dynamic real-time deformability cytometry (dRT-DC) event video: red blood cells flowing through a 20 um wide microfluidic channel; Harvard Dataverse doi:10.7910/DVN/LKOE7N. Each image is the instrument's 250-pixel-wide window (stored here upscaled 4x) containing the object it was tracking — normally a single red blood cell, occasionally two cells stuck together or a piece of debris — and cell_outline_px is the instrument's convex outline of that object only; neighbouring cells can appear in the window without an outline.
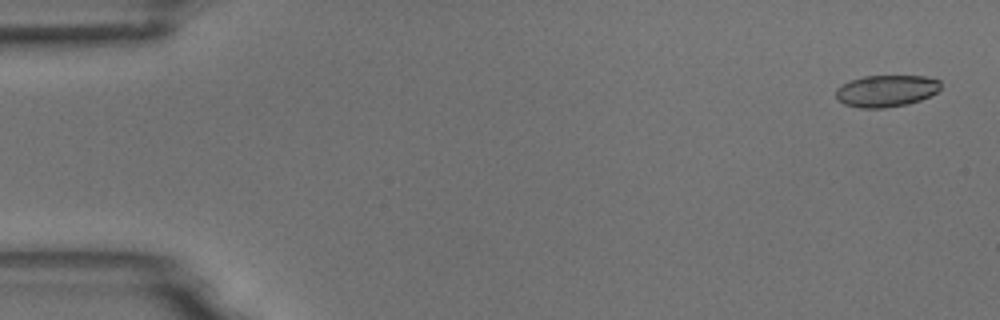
{"species": "common noctule bat (a hibernating species)", "species_latin": "Nyctalus noctula", "temperature_condition": "room temperature", "stored_images_in_passage": 5, "camera_frame_rate_fps": 3000, "um_per_image_px": 0.085, "animal": {"sex": "male", "body_mass_g": 18.8}, "frame": {"image": 1, "passage_image": 1, "time_ms": 0.0, "image_size_px": [1000, 320], "cell_outline_px": [[940, 88], [936, 92], [920, 100], [908, 104], [884, 108], [860, 108], [844, 104], [836, 96], [836, 88], [848, 80], [864, 76], [924, 76], [940, 80]], "centroid_in_image_um": [75.31, 7.72], "position_along_channel_um": 9.7, "area_um2": 19.42}}
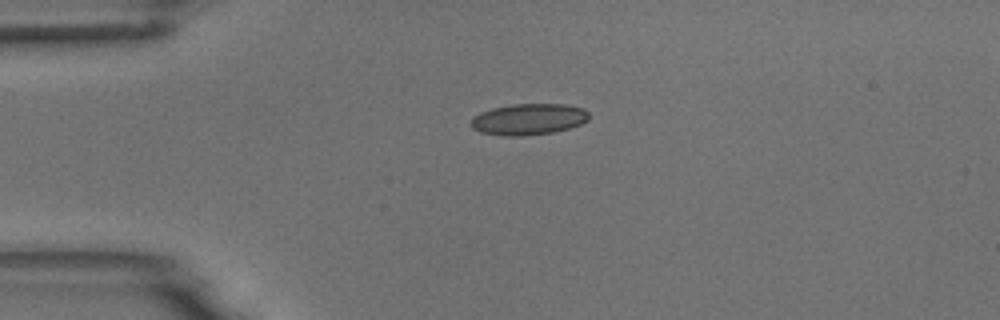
{"frame": {"image": 2, "passage_image": 4, "time_ms": 1.0, "image_size_px": [1000, 320], "cell_outline_px": [[588, 120], [580, 124], [568, 128], [552, 132], [520, 136], [508, 136], [480, 132], [472, 128], [472, 116], [480, 112], [492, 108], [512, 104], [564, 104], [584, 108], [588, 112]], "centroid_in_image_um": [44.92, 10.12], "position_along_channel_um": 40.1, "area_um2": 21.39}}